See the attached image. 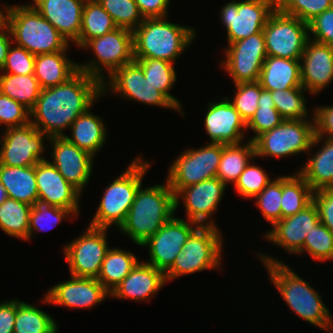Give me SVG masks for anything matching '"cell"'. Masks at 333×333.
<instances>
[{
    "label": "cell",
    "instance_id": "obj_21",
    "mask_svg": "<svg viewBox=\"0 0 333 333\" xmlns=\"http://www.w3.org/2000/svg\"><path fill=\"white\" fill-rule=\"evenodd\" d=\"M38 198L47 201L52 206L67 208L75 216L79 214V199L81 193L68 183L57 168L46 160L35 165Z\"/></svg>",
    "mask_w": 333,
    "mask_h": 333
},
{
    "label": "cell",
    "instance_id": "obj_50",
    "mask_svg": "<svg viewBox=\"0 0 333 333\" xmlns=\"http://www.w3.org/2000/svg\"><path fill=\"white\" fill-rule=\"evenodd\" d=\"M30 123V111L21 103L0 93V125L6 128L20 127Z\"/></svg>",
    "mask_w": 333,
    "mask_h": 333
},
{
    "label": "cell",
    "instance_id": "obj_47",
    "mask_svg": "<svg viewBox=\"0 0 333 333\" xmlns=\"http://www.w3.org/2000/svg\"><path fill=\"white\" fill-rule=\"evenodd\" d=\"M235 87V96L232 100L229 99V101L247 124L258 108V99L263 88L258 81L240 82L235 84Z\"/></svg>",
    "mask_w": 333,
    "mask_h": 333
},
{
    "label": "cell",
    "instance_id": "obj_32",
    "mask_svg": "<svg viewBox=\"0 0 333 333\" xmlns=\"http://www.w3.org/2000/svg\"><path fill=\"white\" fill-rule=\"evenodd\" d=\"M254 158H256V153L255 144L252 140H249L244 145L242 143L223 144L216 177L225 185L229 182H232L234 185L250 160L254 163V160H252Z\"/></svg>",
    "mask_w": 333,
    "mask_h": 333
},
{
    "label": "cell",
    "instance_id": "obj_16",
    "mask_svg": "<svg viewBox=\"0 0 333 333\" xmlns=\"http://www.w3.org/2000/svg\"><path fill=\"white\" fill-rule=\"evenodd\" d=\"M198 224L173 217L142 245L148 246L150 260L145 262L165 273L173 264L176 256Z\"/></svg>",
    "mask_w": 333,
    "mask_h": 333
},
{
    "label": "cell",
    "instance_id": "obj_18",
    "mask_svg": "<svg viewBox=\"0 0 333 333\" xmlns=\"http://www.w3.org/2000/svg\"><path fill=\"white\" fill-rule=\"evenodd\" d=\"M48 140L53 147L51 163L68 183L82 193L91 177L94 156L79 149L65 136H53Z\"/></svg>",
    "mask_w": 333,
    "mask_h": 333
},
{
    "label": "cell",
    "instance_id": "obj_40",
    "mask_svg": "<svg viewBox=\"0 0 333 333\" xmlns=\"http://www.w3.org/2000/svg\"><path fill=\"white\" fill-rule=\"evenodd\" d=\"M73 215L75 217V214L67 208L52 206L47 201L38 198L32 204L27 240H31L34 233L50 230L60 223L63 218H69L70 216L72 218Z\"/></svg>",
    "mask_w": 333,
    "mask_h": 333
},
{
    "label": "cell",
    "instance_id": "obj_17",
    "mask_svg": "<svg viewBox=\"0 0 333 333\" xmlns=\"http://www.w3.org/2000/svg\"><path fill=\"white\" fill-rule=\"evenodd\" d=\"M226 187L219 178L215 177L182 188L175 195L176 210L182 199L189 221L199 226L217 227L211 220V216L218 209L217 207L224 196Z\"/></svg>",
    "mask_w": 333,
    "mask_h": 333
},
{
    "label": "cell",
    "instance_id": "obj_43",
    "mask_svg": "<svg viewBox=\"0 0 333 333\" xmlns=\"http://www.w3.org/2000/svg\"><path fill=\"white\" fill-rule=\"evenodd\" d=\"M117 27L134 31L144 20L134 0H96Z\"/></svg>",
    "mask_w": 333,
    "mask_h": 333
},
{
    "label": "cell",
    "instance_id": "obj_23",
    "mask_svg": "<svg viewBox=\"0 0 333 333\" xmlns=\"http://www.w3.org/2000/svg\"><path fill=\"white\" fill-rule=\"evenodd\" d=\"M300 61L302 87L316 95L333 81V46L309 39Z\"/></svg>",
    "mask_w": 333,
    "mask_h": 333
},
{
    "label": "cell",
    "instance_id": "obj_14",
    "mask_svg": "<svg viewBox=\"0 0 333 333\" xmlns=\"http://www.w3.org/2000/svg\"><path fill=\"white\" fill-rule=\"evenodd\" d=\"M0 138V164L11 167L35 166L46 160L44 138L49 137L28 123L20 127H9Z\"/></svg>",
    "mask_w": 333,
    "mask_h": 333
},
{
    "label": "cell",
    "instance_id": "obj_57",
    "mask_svg": "<svg viewBox=\"0 0 333 333\" xmlns=\"http://www.w3.org/2000/svg\"><path fill=\"white\" fill-rule=\"evenodd\" d=\"M12 40L13 39L8 25L3 23L0 26V70L5 64L10 46L13 44Z\"/></svg>",
    "mask_w": 333,
    "mask_h": 333
},
{
    "label": "cell",
    "instance_id": "obj_28",
    "mask_svg": "<svg viewBox=\"0 0 333 333\" xmlns=\"http://www.w3.org/2000/svg\"><path fill=\"white\" fill-rule=\"evenodd\" d=\"M65 52L35 55L34 76L42 89L60 85L78 71V63L67 58Z\"/></svg>",
    "mask_w": 333,
    "mask_h": 333
},
{
    "label": "cell",
    "instance_id": "obj_13",
    "mask_svg": "<svg viewBox=\"0 0 333 333\" xmlns=\"http://www.w3.org/2000/svg\"><path fill=\"white\" fill-rule=\"evenodd\" d=\"M107 229L87 227L77 239L63 247L70 274L75 277H98L108 247Z\"/></svg>",
    "mask_w": 333,
    "mask_h": 333
},
{
    "label": "cell",
    "instance_id": "obj_9",
    "mask_svg": "<svg viewBox=\"0 0 333 333\" xmlns=\"http://www.w3.org/2000/svg\"><path fill=\"white\" fill-rule=\"evenodd\" d=\"M283 120L278 126L259 135L255 140L256 157H288L309 152L315 136V121Z\"/></svg>",
    "mask_w": 333,
    "mask_h": 333
},
{
    "label": "cell",
    "instance_id": "obj_33",
    "mask_svg": "<svg viewBox=\"0 0 333 333\" xmlns=\"http://www.w3.org/2000/svg\"><path fill=\"white\" fill-rule=\"evenodd\" d=\"M139 262V259L130 251L110 248L102 262L97 280L111 293Z\"/></svg>",
    "mask_w": 333,
    "mask_h": 333
},
{
    "label": "cell",
    "instance_id": "obj_38",
    "mask_svg": "<svg viewBox=\"0 0 333 333\" xmlns=\"http://www.w3.org/2000/svg\"><path fill=\"white\" fill-rule=\"evenodd\" d=\"M32 206L7 197L0 204V228L11 237L28 239L29 216Z\"/></svg>",
    "mask_w": 333,
    "mask_h": 333
},
{
    "label": "cell",
    "instance_id": "obj_58",
    "mask_svg": "<svg viewBox=\"0 0 333 333\" xmlns=\"http://www.w3.org/2000/svg\"><path fill=\"white\" fill-rule=\"evenodd\" d=\"M7 193L5 188L3 187V185L0 182V204L7 198Z\"/></svg>",
    "mask_w": 333,
    "mask_h": 333
},
{
    "label": "cell",
    "instance_id": "obj_46",
    "mask_svg": "<svg viewBox=\"0 0 333 333\" xmlns=\"http://www.w3.org/2000/svg\"><path fill=\"white\" fill-rule=\"evenodd\" d=\"M333 6V0H276V8L309 23Z\"/></svg>",
    "mask_w": 333,
    "mask_h": 333
},
{
    "label": "cell",
    "instance_id": "obj_8",
    "mask_svg": "<svg viewBox=\"0 0 333 333\" xmlns=\"http://www.w3.org/2000/svg\"><path fill=\"white\" fill-rule=\"evenodd\" d=\"M92 49L94 60L86 64H78V70L98 79L105 80L103 68L109 78L118 68L134 61L133 31L117 27L114 30L88 40L81 49ZM103 68H102V67Z\"/></svg>",
    "mask_w": 333,
    "mask_h": 333
},
{
    "label": "cell",
    "instance_id": "obj_27",
    "mask_svg": "<svg viewBox=\"0 0 333 333\" xmlns=\"http://www.w3.org/2000/svg\"><path fill=\"white\" fill-rule=\"evenodd\" d=\"M300 64V60L267 56L258 82L268 91L303 88Z\"/></svg>",
    "mask_w": 333,
    "mask_h": 333
},
{
    "label": "cell",
    "instance_id": "obj_48",
    "mask_svg": "<svg viewBox=\"0 0 333 333\" xmlns=\"http://www.w3.org/2000/svg\"><path fill=\"white\" fill-rule=\"evenodd\" d=\"M250 163L234 184L236 192L244 198H254L272 181L261 167Z\"/></svg>",
    "mask_w": 333,
    "mask_h": 333
},
{
    "label": "cell",
    "instance_id": "obj_45",
    "mask_svg": "<svg viewBox=\"0 0 333 333\" xmlns=\"http://www.w3.org/2000/svg\"><path fill=\"white\" fill-rule=\"evenodd\" d=\"M307 252L319 262L333 259V233L321 222L312 228L305 238L303 248L297 254Z\"/></svg>",
    "mask_w": 333,
    "mask_h": 333
},
{
    "label": "cell",
    "instance_id": "obj_10",
    "mask_svg": "<svg viewBox=\"0 0 333 333\" xmlns=\"http://www.w3.org/2000/svg\"><path fill=\"white\" fill-rule=\"evenodd\" d=\"M263 35L267 56L295 60L301 59L310 39L307 23L277 8L268 17Z\"/></svg>",
    "mask_w": 333,
    "mask_h": 333
},
{
    "label": "cell",
    "instance_id": "obj_44",
    "mask_svg": "<svg viewBox=\"0 0 333 333\" xmlns=\"http://www.w3.org/2000/svg\"><path fill=\"white\" fill-rule=\"evenodd\" d=\"M256 205L266 221L273 226L282 219V176H278L254 197Z\"/></svg>",
    "mask_w": 333,
    "mask_h": 333
},
{
    "label": "cell",
    "instance_id": "obj_39",
    "mask_svg": "<svg viewBox=\"0 0 333 333\" xmlns=\"http://www.w3.org/2000/svg\"><path fill=\"white\" fill-rule=\"evenodd\" d=\"M56 321L30 303L16 299V319L13 333H57Z\"/></svg>",
    "mask_w": 333,
    "mask_h": 333
},
{
    "label": "cell",
    "instance_id": "obj_35",
    "mask_svg": "<svg viewBox=\"0 0 333 333\" xmlns=\"http://www.w3.org/2000/svg\"><path fill=\"white\" fill-rule=\"evenodd\" d=\"M0 73V93L21 103L30 111L42 90L34 74L16 75L2 71Z\"/></svg>",
    "mask_w": 333,
    "mask_h": 333
},
{
    "label": "cell",
    "instance_id": "obj_55",
    "mask_svg": "<svg viewBox=\"0 0 333 333\" xmlns=\"http://www.w3.org/2000/svg\"><path fill=\"white\" fill-rule=\"evenodd\" d=\"M140 103L178 110L160 91L144 82L140 89Z\"/></svg>",
    "mask_w": 333,
    "mask_h": 333
},
{
    "label": "cell",
    "instance_id": "obj_11",
    "mask_svg": "<svg viewBox=\"0 0 333 333\" xmlns=\"http://www.w3.org/2000/svg\"><path fill=\"white\" fill-rule=\"evenodd\" d=\"M222 143L187 149L169 167L167 182L176 195L182 188L216 177Z\"/></svg>",
    "mask_w": 333,
    "mask_h": 333
},
{
    "label": "cell",
    "instance_id": "obj_54",
    "mask_svg": "<svg viewBox=\"0 0 333 333\" xmlns=\"http://www.w3.org/2000/svg\"><path fill=\"white\" fill-rule=\"evenodd\" d=\"M144 19L167 17L170 0H134Z\"/></svg>",
    "mask_w": 333,
    "mask_h": 333
},
{
    "label": "cell",
    "instance_id": "obj_42",
    "mask_svg": "<svg viewBox=\"0 0 333 333\" xmlns=\"http://www.w3.org/2000/svg\"><path fill=\"white\" fill-rule=\"evenodd\" d=\"M283 120L275 108L271 91L263 89L258 99V108L247 123V130L252 129L255 133V136L249 140L254 141L259 135L278 126Z\"/></svg>",
    "mask_w": 333,
    "mask_h": 333
},
{
    "label": "cell",
    "instance_id": "obj_30",
    "mask_svg": "<svg viewBox=\"0 0 333 333\" xmlns=\"http://www.w3.org/2000/svg\"><path fill=\"white\" fill-rule=\"evenodd\" d=\"M0 182L9 198L30 206L38 199L35 166L11 167L0 164Z\"/></svg>",
    "mask_w": 333,
    "mask_h": 333
},
{
    "label": "cell",
    "instance_id": "obj_4",
    "mask_svg": "<svg viewBox=\"0 0 333 333\" xmlns=\"http://www.w3.org/2000/svg\"><path fill=\"white\" fill-rule=\"evenodd\" d=\"M162 18H146L133 31L134 58L163 59L174 63L196 38L193 27Z\"/></svg>",
    "mask_w": 333,
    "mask_h": 333
},
{
    "label": "cell",
    "instance_id": "obj_59",
    "mask_svg": "<svg viewBox=\"0 0 333 333\" xmlns=\"http://www.w3.org/2000/svg\"><path fill=\"white\" fill-rule=\"evenodd\" d=\"M5 23V11L1 10L0 8V26Z\"/></svg>",
    "mask_w": 333,
    "mask_h": 333
},
{
    "label": "cell",
    "instance_id": "obj_6",
    "mask_svg": "<svg viewBox=\"0 0 333 333\" xmlns=\"http://www.w3.org/2000/svg\"><path fill=\"white\" fill-rule=\"evenodd\" d=\"M142 160L143 158L137 156L127 169L105 188L89 226L109 229L113 224L120 228L132 206L137 190L142 186V178L151 166L148 161Z\"/></svg>",
    "mask_w": 333,
    "mask_h": 333
},
{
    "label": "cell",
    "instance_id": "obj_52",
    "mask_svg": "<svg viewBox=\"0 0 333 333\" xmlns=\"http://www.w3.org/2000/svg\"><path fill=\"white\" fill-rule=\"evenodd\" d=\"M312 201L317 207L320 222L333 233V188L313 192Z\"/></svg>",
    "mask_w": 333,
    "mask_h": 333
},
{
    "label": "cell",
    "instance_id": "obj_25",
    "mask_svg": "<svg viewBox=\"0 0 333 333\" xmlns=\"http://www.w3.org/2000/svg\"><path fill=\"white\" fill-rule=\"evenodd\" d=\"M165 283L167 282L162 271L145 262H139L109 297L149 302Z\"/></svg>",
    "mask_w": 333,
    "mask_h": 333
},
{
    "label": "cell",
    "instance_id": "obj_29",
    "mask_svg": "<svg viewBox=\"0 0 333 333\" xmlns=\"http://www.w3.org/2000/svg\"><path fill=\"white\" fill-rule=\"evenodd\" d=\"M91 108L80 114L70 126L71 137H65L79 149L87 151L95 157L106 141L107 130L101 117L90 113Z\"/></svg>",
    "mask_w": 333,
    "mask_h": 333
},
{
    "label": "cell",
    "instance_id": "obj_49",
    "mask_svg": "<svg viewBox=\"0 0 333 333\" xmlns=\"http://www.w3.org/2000/svg\"><path fill=\"white\" fill-rule=\"evenodd\" d=\"M10 46L4 66L0 71L8 74L28 75L34 74L35 55L24 47Z\"/></svg>",
    "mask_w": 333,
    "mask_h": 333
},
{
    "label": "cell",
    "instance_id": "obj_34",
    "mask_svg": "<svg viewBox=\"0 0 333 333\" xmlns=\"http://www.w3.org/2000/svg\"><path fill=\"white\" fill-rule=\"evenodd\" d=\"M145 77L142 68L135 62L118 68L109 78L102 83L103 95L108 90L119 94L129 100L140 102V89L144 85ZM107 87V88H106Z\"/></svg>",
    "mask_w": 333,
    "mask_h": 333
},
{
    "label": "cell",
    "instance_id": "obj_36",
    "mask_svg": "<svg viewBox=\"0 0 333 333\" xmlns=\"http://www.w3.org/2000/svg\"><path fill=\"white\" fill-rule=\"evenodd\" d=\"M117 28L112 17L96 1H85L82 12V25L79 38L74 42L82 47L88 40L103 36Z\"/></svg>",
    "mask_w": 333,
    "mask_h": 333
},
{
    "label": "cell",
    "instance_id": "obj_20",
    "mask_svg": "<svg viewBox=\"0 0 333 333\" xmlns=\"http://www.w3.org/2000/svg\"><path fill=\"white\" fill-rule=\"evenodd\" d=\"M204 126L210 143L240 144L245 138L247 124L235 109L229 98L208 103Z\"/></svg>",
    "mask_w": 333,
    "mask_h": 333
},
{
    "label": "cell",
    "instance_id": "obj_5",
    "mask_svg": "<svg viewBox=\"0 0 333 333\" xmlns=\"http://www.w3.org/2000/svg\"><path fill=\"white\" fill-rule=\"evenodd\" d=\"M5 23L13 43L31 54L68 51L69 42L29 3L5 5Z\"/></svg>",
    "mask_w": 333,
    "mask_h": 333
},
{
    "label": "cell",
    "instance_id": "obj_37",
    "mask_svg": "<svg viewBox=\"0 0 333 333\" xmlns=\"http://www.w3.org/2000/svg\"><path fill=\"white\" fill-rule=\"evenodd\" d=\"M312 195L310 185L298 172L282 176V219L302 211L312 202Z\"/></svg>",
    "mask_w": 333,
    "mask_h": 333
},
{
    "label": "cell",
    "instance_id": "obj_7",
    "mask_svg": "<svg viewBox=\"0 0 333 333\" xmlns=\"http://www.w3.org/2000/svg\"><path fill=\"white\" fill-rule=\"evenodd\" d=\"M218 227L199 226L183 245L172 266L164 273L166 282L180 276L218 269L223 248Z\"/></svg>",
    "mask_w": 333,
    "mask_h": 333
},
{
    "label": "cell",
    "instance_id": "obj_51",
    "mask_svg": "<svg viewBox=\"0 0 333 333\" xmlns=\"http://www.w3.org/2000/svg\"><path fill=\"white\" fill-rule=\"evenodd\" d=\"M310 39L333 46V6L308 23Z\"/></svg>",
    "mask_w": 333,
    "mask_h": 333
},
{
    "label": "cell",
    "instance_id": "obj_56",
    "mask_svg": "<svg viewBox=\"0 0 333 333\" xmlns=\"http://www.w3.org/2000/svg\"><path fill=\"white\" fill-rule=\"evenodd\" d=\"M16 319V299L0 303V333H13Z\"/></svg>",
    "mask_w": 333,
    "mask_h": 333
},
{
    "label": "cell",
    "instance_id": "obj_53",
    "mask_svg": "<svg viewBox=\"0 0 333 333\" xmlns=\"http://www.w3.org/2000/svg\"><path fill=\"white\" fill-rule=\"evenodd\" d=\"M313 111L315 135L333 139V105L316 107Z\"/></svg>",
    "mask_w": 333,
    "mask_h": 333
},
{
    "label": "cell",
    "instance_id": "obj_26",
    "mask_svg": "<svg viewBox=\"0 0 333 333\" xmlns=\"http://www.w3.org/2000/svg\"><path fill=\"white\" fill-rule=\"evenodd\" d=\"M320 142L323 146L298 170L313 192L333 188V139L315 135L311 147Z\"/></svg>",
    "mask_w": 333,
    "mask_h": 333
},
{
    "label": "cell",
    "instance_id": "obj_12",
    "mask_svg": "<svg viewBox=\"0 0 333 333\" xmlns=\"http://www.w3.org/2000/svg\"><path fill=\"white\" fill-rule=\"evenodd\" d=\"M275 9L276 0H235L225 4L220 18L226 27L228 45L262 32Z\"/></svg>",
    "mask_w": 333,
    "mask_h": 333
},
{
    "label": "cell",
    "instance_id": "obj_2",
    "mask_svg": "<svg viewBox=\"0 0 333 333\" xmlns=\"http://www.w3.org/2000/svg\"><path fill=\"white\" fill-rule=\"evenodd\" d=\"M258 256L264 263L271 282L289 308L311 325L333 333V316L322 302L319 292L314 290V287H311L306 280H303L284 262L265 254Z\"/></svg>",
    "mask_w": 333,
    "mask_h": 333
},
{
    "label": "cell",
    "instance_id": "obj_22",
    "mask_svg": "<svg viewBox=\"0 0 333 333\" xmlns=\"http://www.w3.org/2000/svg\"><path fill=\"white\" fill-rule=\"evenodd\" d=\"M319 222V213L312 201L302 211L276 222L265 237L288 252L297 254L303 248L307 234Z\"/></svg>",
    "mask_w": 333,
    "mask_h": 333
},
{
    "label": "cell",
    "instance_id": "obj_24",
    "mask_svg": "<svg viewBox=\"0 0 333 333\" xmlns=\"http://www.w3.org/2000/svg\"><path fill=\"white\" fill-rule=\"evenodd\" d=\"M33 2L31 5L69 43L71 40L74 43L79 38L85 0H33Z\"/></svg>",
    "mask_w": 333,
    "mask_h": 333
},
{
    "label": "cell",
    "instance_id": "obj_15",
    "mask_svg": "<svg viewBox=\"0 0 333 333\" xmlns=\"http://www.w3.org/2000/svg\"><path fill=\"white\" fill-rule=\"evenodd\" d=\"M227 46L221 65L234 83L258 81L267 57L263 31Z\"/></svg>",
    "mask_w": 333,
    "mask_h": 333
},
{
    "label": "cell",
    "instance_id": "obj_31",
    "mask_svg": "<svg viewBox=\"0 0 333 333\" xmlns=\"http://www.w3.org/2000/svg\"><path fill=\"white\" fill-rule=\"evenodd\" d=\"M134 61L142 68L146 83L160 91L184 116L181 103L169 91L177 78L173 63L152 58H134Z\"/></svg>",
    "mask_w": 333,
    "mask_h": 333
},
{
    "label": "cell",
    "instance_id": "obj_1",
    "mask_svg": "<svg viewBox=\"0 0 333 333\" xmlns=\"http://www.w3.org/2000/svg\"><path fill=\"white\" fill-rule=\"evenodd\" d=\"M102 95V83L78 70L66 82L41 90L30 110V123L49 138L64 136V130Z\"/></svg>",
    "mask_w": 333,
    "mask_h": 333
},
{
    "label": "cell",
    "instance_id": "obj_41",
    "mask_svg": "<svg viewBox=\"0 0 333 333\" xmlns=\"http://www.w3.org/2000/svg\"><path fill=\"white\" fill-rule=\"evenodd\" d=\"M308 92L304 88H289L285 90L271 91V97L275 108L284 120L307 119L308 109L303 93Z\"/></svg>",
    "mask_w": 333,
    "mask_h": 333
},
{
    "label": "cell",
    "instance_id": "obj_3",
    "mask_svg": "<svg viewBox=\"0 0 333 333\" xmlns=\"http://www.w3.org/2000/svg\"><path fill=\"white\" fill-rule=\"evenodd\" d=\"M141 187L119 228L120 232L128 235L139 246L170 221L176 212L175 194L167 180L165 185Z\"/></svg>",
    "mask_w": 333,
    "mask_h": 333
},
{
    "label": "cell",
    "instance_id": "obj_19",
    "mask_svg": "<svg viewBox=\"0 0 333 333\" xmlns=\"http://www.w3.org/2000/svg\"><path fill=\"white\" fill-rule=\"evenodd\" d=\"M110 293L96 278L75 277L49 288L44 303L69 308H91L104 301Z\"/></svg>",
    "mask_w": 333,
    "mask_h": 333
}]
</instances>
